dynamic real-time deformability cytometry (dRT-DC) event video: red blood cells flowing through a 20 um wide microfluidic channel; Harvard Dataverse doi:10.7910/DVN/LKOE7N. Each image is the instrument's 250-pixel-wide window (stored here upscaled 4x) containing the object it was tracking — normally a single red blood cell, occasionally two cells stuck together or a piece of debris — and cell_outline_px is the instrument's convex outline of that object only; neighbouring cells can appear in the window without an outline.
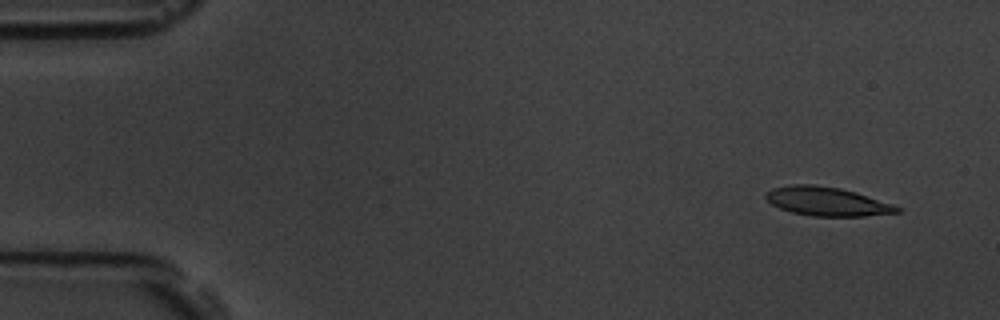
{"species": "common noctule bat (a hibernating species)", "species_latin": "Nyctalus noctula", "temperature_condition": "room temperature", "stored_images_in_passage": 15, "camera_frame_rate_fps": 3000, "um_per_image_px": 0.085, "animal": {"sex": "male", "body_mass_g": 19.5, "forearm_length_mm": 54.6}, "frame": {"image": 1, "passage_image": 1, "time_ms": 0.0, "image_size_px": [1000, 320], "cell_outline_px": [[900, 212], [864, 216], [812, 216], [792, 212], [780, 208], [772, 204], [764, 196], [772, 188], [788, 184], [816, 184], [840, 188], [856, 192], [892, 204], [900, 208]], "centroid_in_image_um": [70.27, 17.11], "position_along_channel_um": 14.7, "area_um2": 21.96}}
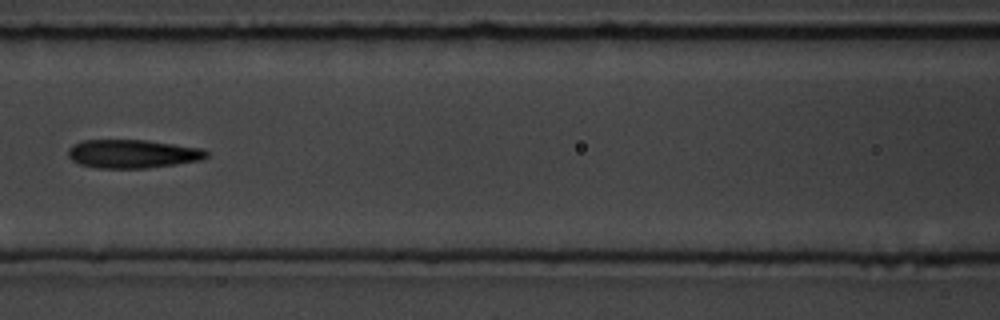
{"frame": {"image": 2, "passage_image": 7, "time_ms": 7.0, "image_size_px": [1000, 320], "cell_outline_px": [[208, 156], [200, 160], [176, 164], [148, 168], [96, 168], [80, 164], [72, 160], [68, 156], [68, 148], [72, 144], [84, 140], [148, 140], [204, 148], [208, 152]], "centroid_in_image_um": [11.28, 13.07], "position_along_channel_um": 155.3, "area_um2": 23.18}}
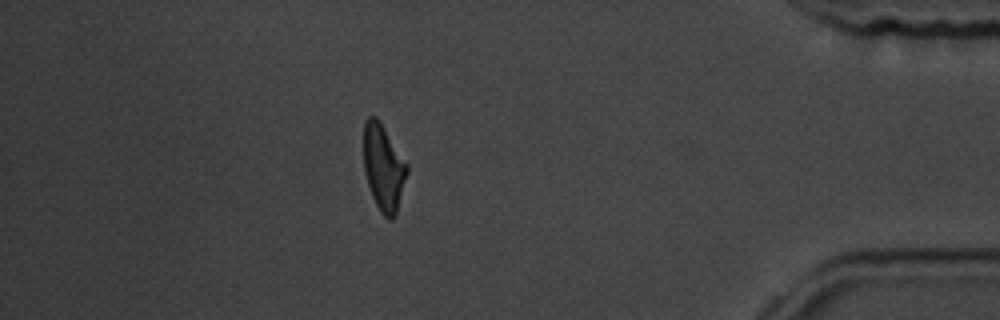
{"frame": {"image": 3, "passage_image": 14, "time_ms": 15.0, "image_size_px": [1000, 320], "cell_outline_px": [[408, 172], [396, 212], [392, 220], [388, 220], [380, 212], [372, 196], [368, 184], [364, 168], [364, 120], [368, 116], [376, 116], [380, 120], [408, 164]], "centroid_in_image_um": [32.6, 14.21], "position_along_channel_um": 402.6, "area_um2": 21.85}, "authors_computed_cell_mechanics": {"area_um2": 22.5998, "velocity_mm_per_s": 3.6359, "shape_relaxation_time_tau1_ms": null, "shape_relaxation_time_tau2_ms": 4.4617, "deformation_change_tau1": null, "deformation_change_tau2": 0.1222}}